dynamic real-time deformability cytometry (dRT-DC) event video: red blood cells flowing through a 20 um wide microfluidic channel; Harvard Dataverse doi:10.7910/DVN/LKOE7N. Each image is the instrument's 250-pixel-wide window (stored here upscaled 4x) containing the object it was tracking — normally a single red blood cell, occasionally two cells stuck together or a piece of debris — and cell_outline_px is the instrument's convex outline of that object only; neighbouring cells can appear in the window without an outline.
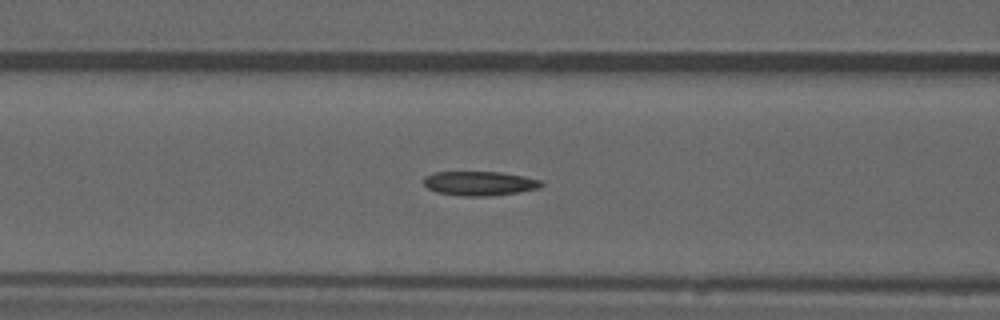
{"species": "common noctule bat (a hibernating species)", "species_latin": "Nyctalus noctula", "temperature_condition": "warm", "stored_images_in_passage": 46, "camera_frame_rate_fps": 3000, "um_per_image_px": 0.085, "animal": {"sex": "male", "forearm_length_mm": 52.5}, "frame": {"image": 1, "passage_image": 20, "time_ms": 6.333, "image_size_px": [1000, 320], "cell_outline_px": [[544, 184], [540, 188], [516, 192], [488, 196], [460, 196], [436, 192], [428, 188], [424, 184], [424, 176], [432, 172], [500, 172], [524, 176], [540, 180]], "centroid_in_image_um": [40.73, 15.58], "position_along_channel_um": 125.9, "area_um2": 16.65}, "authors_computed_cell_mechanics": {"area_um2": 17.0221, "velocity_mm_per_s": 3.9171, "shape_relaxation_time_tau1_ms": null, "shape_relaxation_time_tau2_ms": 4.0437, "deformation_change_tau1": null, "deformation_change_tau2": 0.1297}}